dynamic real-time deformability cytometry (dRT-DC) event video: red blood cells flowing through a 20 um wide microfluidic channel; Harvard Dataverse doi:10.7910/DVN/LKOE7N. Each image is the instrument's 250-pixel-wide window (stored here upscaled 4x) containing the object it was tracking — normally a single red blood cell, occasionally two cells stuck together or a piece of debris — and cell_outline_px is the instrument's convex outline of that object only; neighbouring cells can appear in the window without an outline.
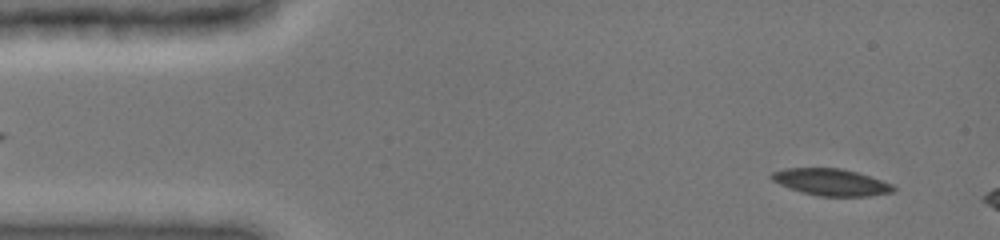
{"species": "common noctule bat (a hibernating species)", "species_latin": "Nyctalus noctula", "temperature_condition": "cold", "stored_images_in_passage": 13, "camera_frame_rate_fps": 3000, "um_per_image_px": 0.085, "animal": {"sex": "female", "body_mass_g": 19.0, "forearm_length_mm": 51.5}, "frame": {"image": 1, "passage_image": 3, "time_ms": 0.667, "image_size_px": [1000, 240], "cell_outline_px": [[896, 188], [892, 192], [868, 196], [820, 196], [788, 188], [772, 180], [768, 176], [772, 172], [784, 168], [840, 168], [856, 172], [892, 184]], "centroid_in_image_um": [70.6, 15.48], "position_along_channel_um": 14.4, "area_um2": 18.84}}
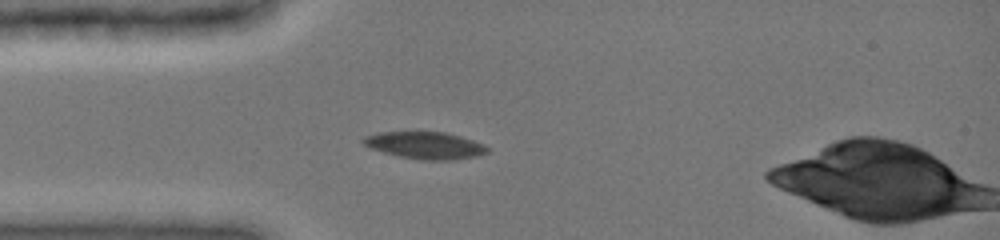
{"frame": {"image": 2, "passage_image": 11, "time_ms": 3.667, "image_size_px": [1000, 240], "cell_outline_px": [[488, 152], [476, 156], [448, 160], [420, 160], [400, 156], [384, 152], [372, 148], [364, 144], [360, 140], [364, 136], [380, 132], [444, 132], [460, 136], [484, 144], [488, 148]], "centroid_in_image_um": [36.13, 12.35], "position_along_channel_um": 48.9, "area_um2": 19.36}}